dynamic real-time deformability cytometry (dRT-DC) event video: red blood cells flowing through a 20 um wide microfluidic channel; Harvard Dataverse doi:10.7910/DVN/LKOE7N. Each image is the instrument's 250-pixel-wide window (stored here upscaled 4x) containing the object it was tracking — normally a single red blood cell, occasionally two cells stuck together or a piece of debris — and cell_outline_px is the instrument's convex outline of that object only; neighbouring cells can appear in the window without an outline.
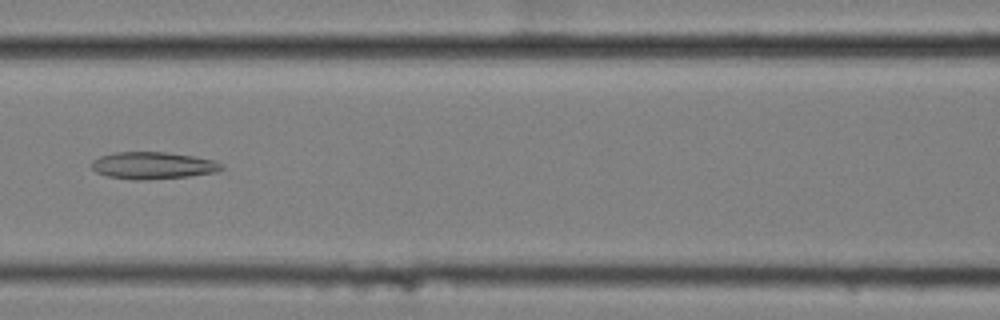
{"species": "common noctule bat (a hibernating species)", "species_latin": "Nyctalus noctula", "temperature_condition": "cold", "stored_images_in_passage": 4, "camera_frame_rate_fps": 3000, "um_per_image_px": 0.085, "animal": {"sex": "female", "body_mass_g": 25.1}, "frame": {"image": 1, "passage_image": 3, "time_ms": 0.667, "image_size_px": [1000, 320], "cell_outline_px": [[224, 168], [216, 172], [188, 176], [144, 180], [132, 180], [108, 176], [96, 172], [92, 168], [92, 160], [100, 156], [116, 152], [164, 152], [192, 156], [216, 160], [224, 164]], "centroid_in_image_um": [13.02, 14.07], "position_along_channel_um": 153.6, "area_um2": 20.52}}
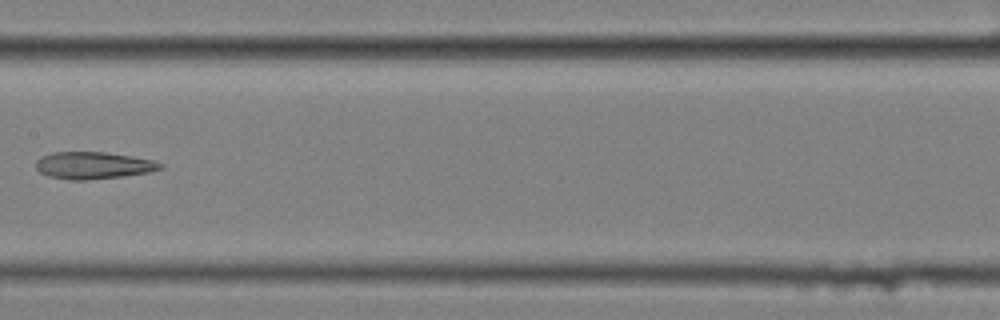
{"frame": {"image": 2, "passage_image": 4, "time_ms": 1.0, "image_size_px": [1000, 320], "cell_outline_px": [[164, 168], [152, 172], [120, 176], [84, 180], [72, 180], [48, 176], [40, 172], [36, 168], [36, 160], [52, 152], [104, 152], [152, 160], [164, 164]], "centroid_in_image_um": [7.94, 14.06], "position_along_channel_um": 199.5, "area_um2": 19.42}}